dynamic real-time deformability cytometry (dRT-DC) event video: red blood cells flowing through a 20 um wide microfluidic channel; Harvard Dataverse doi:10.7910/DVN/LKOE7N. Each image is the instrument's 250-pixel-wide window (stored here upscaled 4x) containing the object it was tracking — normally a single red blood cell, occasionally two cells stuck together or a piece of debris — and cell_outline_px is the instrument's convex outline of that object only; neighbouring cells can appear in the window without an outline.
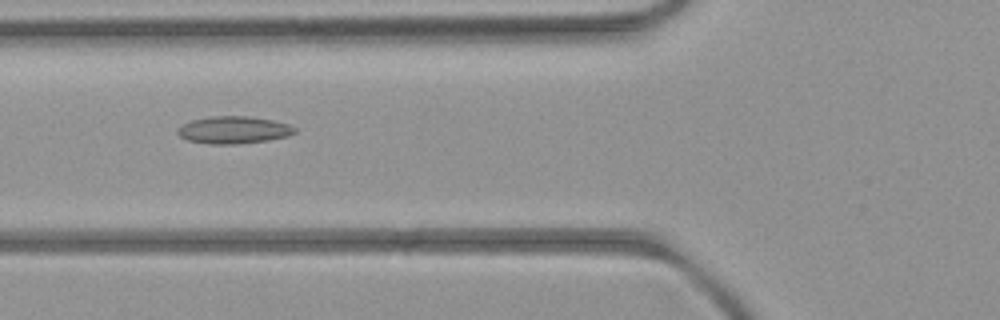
{"species": "common noctule bat (a hibernating species)", "species_latin": "Nyctalus noctula", "temperature_condition": "room temperature", "stored_images_in_passage": 8, "camera_frame_rate_fps": 3000, "um_per_image_px": 0.085, "animal": {"sex": "female", "body_mass_g": 21.9}, "frame": {"image": 1, "passage_image": 5, "time_ms": 5.333, "image_size_px": [1000, 320], "cell_outline_px": [[296, 132], [288, 136], [268, 140], [236, 144], [208, 144], [188, 140], [180, 136], [176, 132], [176, 128], [180, 124], [192, 120], [212, 116], [248, 116], [272, 120], [288, 124], [296, 128]], "centroid_in_image_um": [19.82, 11.04], "position_along_channel_um": 106.0, "area_um2": 18.73}}
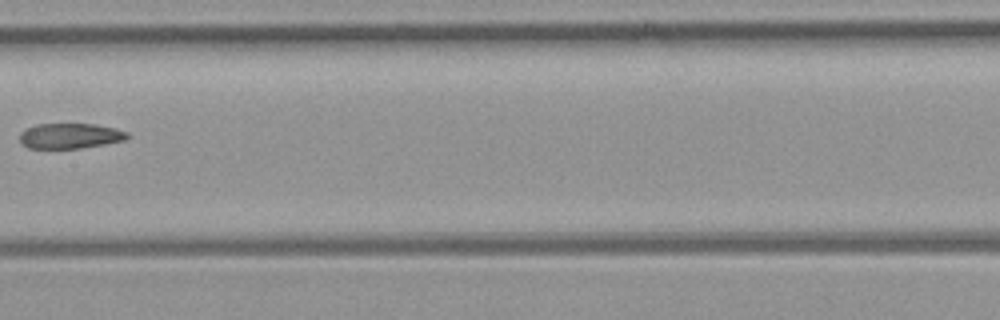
{"frame": {"image": 2, "passage_image": 7, "time_ms": 7.667, "image_size_px": [1000, 320], "cell_outline_px": [[128, 136], [124, 140], [104, 144], [80, 148], [28, 148], [20, 144], [20, 132], [36, 124], [92, 124], [112, 128], [128, 132]], "centroid_in_image_um": [5.9, 11.55], "position_along_channel_um": 201.5, "area_um2": 15.66}}
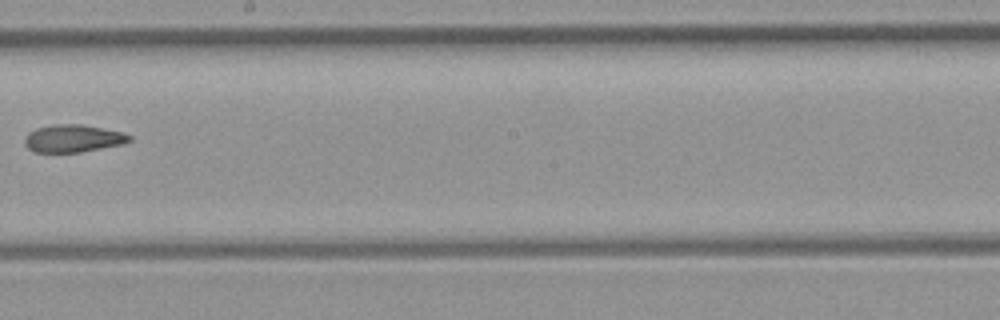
{"frame": {"image": 3, "passage_image": 8, "time_ms": 8.667, "image_size_px": [1000, 320], "cell_outline_px": [[132, 140], [124, 144], [80, 152], [36, 152], [28, 148], [24, 144], [24, 140], [28, 132], [36, 128], [52, 124], [80, 124], [124, 132], [132, 136]], "centroid_in_image_um": [6.23, 11.76], "position_along_channel_um": 242.0, "area_um2": 16.94}}